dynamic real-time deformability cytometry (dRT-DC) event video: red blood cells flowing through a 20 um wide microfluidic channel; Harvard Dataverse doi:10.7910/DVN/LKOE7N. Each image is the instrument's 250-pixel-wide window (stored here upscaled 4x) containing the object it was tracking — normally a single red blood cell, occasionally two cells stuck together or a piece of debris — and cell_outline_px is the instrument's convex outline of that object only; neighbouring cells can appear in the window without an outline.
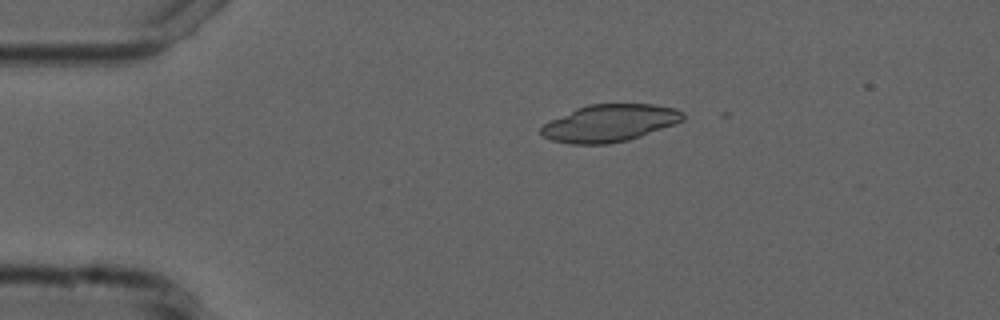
{"species": "common noctule bat (a hibernating species)", "species_latin": "Nyctalus noctula", "temperature_condition": "cold", "stored_images_in_passage": 2, "camera_frame_rate_fps": 3000, "um_per_image_px": 0.085, "animal": {"sex": "male", "forearm_length_mm": 52.5}, "frame": {"image": 1, "passage_image": 1, "time_ms": 0.0, "image_size_px": [1000, 320], "cell_outline_px": [[684, 120], [676, 124], [628, 140], [608, 144], [572, 144], [552, 140], [544, 136], [540, 132], [540, 128], [544, 124], [576, 108], [588, 104], [652, 104], [676, 108], [684, 112]], "centroid_in_image_um": [51.86, 10.46], "position_along_channel_um": 33.1, "area_um2": 30.69}}